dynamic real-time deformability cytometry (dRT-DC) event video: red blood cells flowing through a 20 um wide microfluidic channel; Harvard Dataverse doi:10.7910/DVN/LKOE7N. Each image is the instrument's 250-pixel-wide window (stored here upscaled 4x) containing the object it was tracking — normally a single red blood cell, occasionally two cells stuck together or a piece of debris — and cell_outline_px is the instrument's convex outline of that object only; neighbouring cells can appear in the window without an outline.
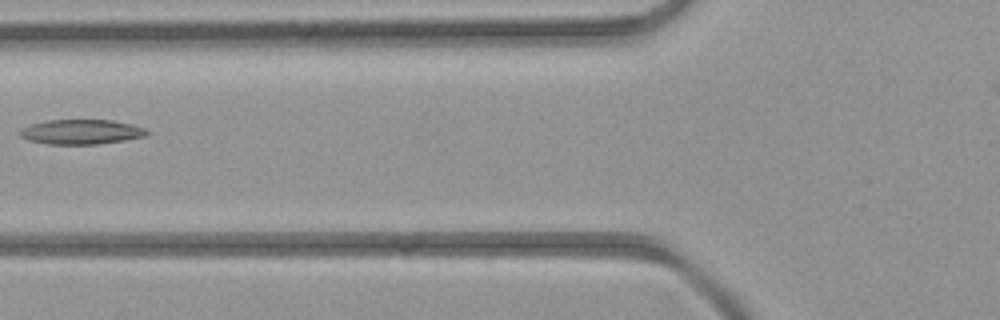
{"species": "common noctule bat (a hibernating species)", "species_latin": "Nyctalus noctula", "temperature_condition": "room temperature", "stored_images_in_passage": 4, "camera_frame_rate_fps": 3000, "um_per_image_px": 0.085, "animal": {"sex": "female", "body_mass_g": 21.9}, "frame": {"image": 1, "passage_image": 4, "time_ms": 3.333, "image_size_px": [1000, 320], "cell_outline_px": [[148, 132], [144, 136], [124, 140], [96, 144], [48, 144], [28, 140], [20, 136], [20, 128], [32, 124], [48, 120], [112, 120], [132, 124], [144, 128]], "centroid_in_image_um": [6.88, 11.2], "position_along_channel_um": 118.9, "area_um2": 18.15}}